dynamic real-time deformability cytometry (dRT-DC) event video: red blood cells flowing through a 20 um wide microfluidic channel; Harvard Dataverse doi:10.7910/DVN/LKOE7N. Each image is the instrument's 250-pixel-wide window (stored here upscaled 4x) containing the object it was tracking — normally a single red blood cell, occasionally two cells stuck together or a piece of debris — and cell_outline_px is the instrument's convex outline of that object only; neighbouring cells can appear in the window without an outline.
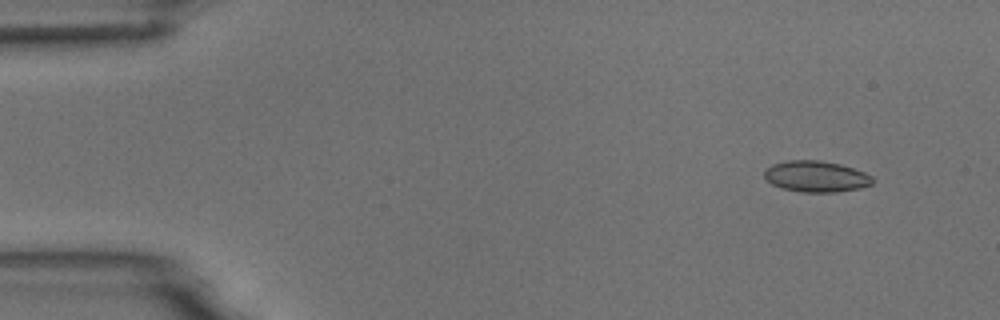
{"species": "common noctule bat (a hibernating species)", "species_latin": "Nyctalus noctula", "temperature_condition": "room temperature", "stored_images_in_passage": 5, "camera_frame_rate_fps": 3000, "um_per_image_px": 0.085, "animal": {"sex": "male", "body_mass_g": 18.8}, "frame": {"image": 1, "passage_image": 2, "time_ms": 1.333, "image_size_px": [1000, 320], "cell_outline_px": [[872, 184], [860, 188], [836, 192], [804, 192], [784, 188], [772, 184], [764, 176], [764, 168], [772, 164], [788, 160], [820, 160], [840, 164], [864, 172], [872, 176]], "centroid_in_image_um": [69.35, 14.99], "position_along_channel_um": 15.6, "area_um2": 19.54}}
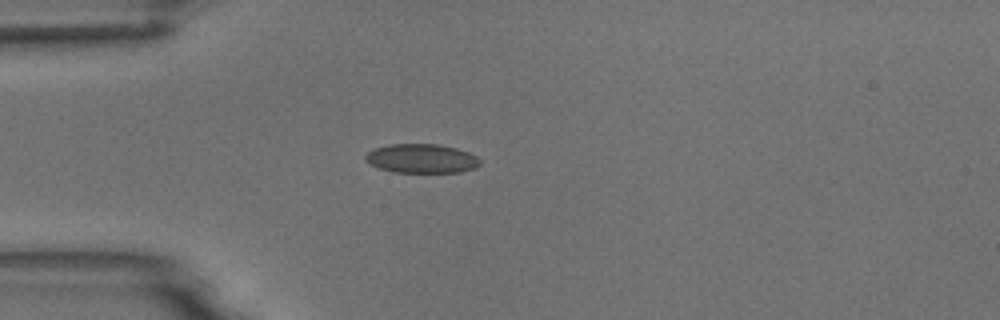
{"frame": {"image": 2, "passage_image": 5, "time_ms": 4.667, "image_size_px": [1000, 320], "cell_outline_px": [[480, 164], [476, 168], [460, 172], [396, 172], [380, 168], [364, 160], [364, 156], [372, 148], [388, 144], [436, 144], [456, 148], [468, 152], [476, 156], [480, 160]], "centroid_in_image_um": [35.83, 13.47], "position_along_channel_um": 49.2, "area_um2": 19.42}}